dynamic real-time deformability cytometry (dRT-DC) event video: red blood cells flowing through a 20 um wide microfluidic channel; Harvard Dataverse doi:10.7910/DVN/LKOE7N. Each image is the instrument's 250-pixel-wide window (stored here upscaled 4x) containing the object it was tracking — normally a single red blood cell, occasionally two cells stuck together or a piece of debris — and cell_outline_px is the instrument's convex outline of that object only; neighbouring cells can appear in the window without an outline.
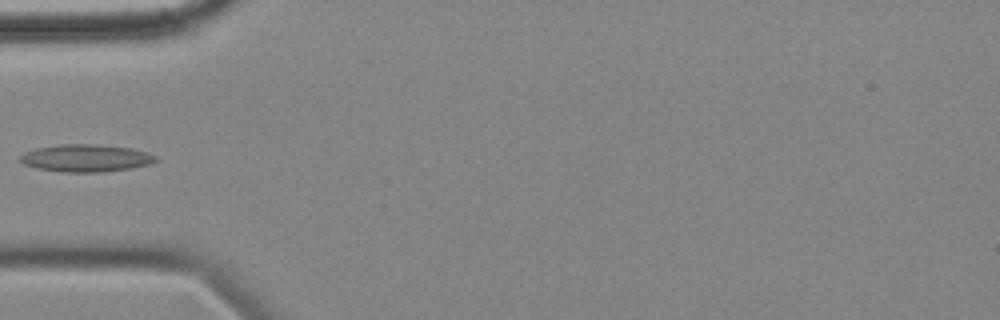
{"species": "common noctule bat (a hibernating species)", "species_latin": "Nyctalus noctula", "temperature_condition": "cold", "stored_images_in_passage": 5, "camera_frame_rate_fps": 3000, "um_per_image_px": 0.085, "animal": {"sex": "female", "body_mass_g": 18.4}, "frame": {"image": 1, "passage_image": 5, "time_ms": 4.667, "image_size_px": [1000, 320], "cell_outline_px": [[160, 160], [152, 164], [132, 168], [100, 172], [60, 172], [36, 168], [24, 164], [20, 160], [20, 156], [24, 152], [36, 148], [60, 144], [100, 144], [132, 148], [148, 152], [156, 156]], "centroid_in_image_um": [7.35, 13.43], "position_along_channel_um": 77.7, "area_um2": 21.96}}